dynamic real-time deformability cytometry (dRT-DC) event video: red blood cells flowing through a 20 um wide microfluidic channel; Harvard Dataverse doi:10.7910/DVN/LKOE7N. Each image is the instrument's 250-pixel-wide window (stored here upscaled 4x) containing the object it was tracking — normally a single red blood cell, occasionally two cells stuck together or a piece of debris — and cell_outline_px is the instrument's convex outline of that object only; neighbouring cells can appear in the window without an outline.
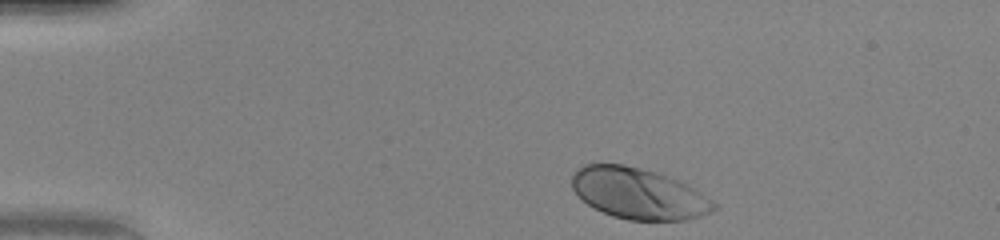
{"species": "human", "species_latin": "Homo sapiens", "temperature_condition": "warm", "stored_images_in_passage": 42, "camera_frame_rate_fps": 3000, "um_per_image_px": 0.085, "donor": {"sex": "female"}, "frame": {"image": 1, "passage_image": 1, "time_ms": 0.0, "image_size_px": [1000, 240], "cell_outline_px": [[720, 204], [712, 212], [688, 220], [628, 220], [612, 216], [588, 204], [572, 188], [572, 176], [584, 164], [624, 164], [656, 172], [680, 180], [688, 184]], "centroid_in_image_um": [54.35, 16.45], "position_along_channel_um": 30.7, "area_um2": 42.25}}
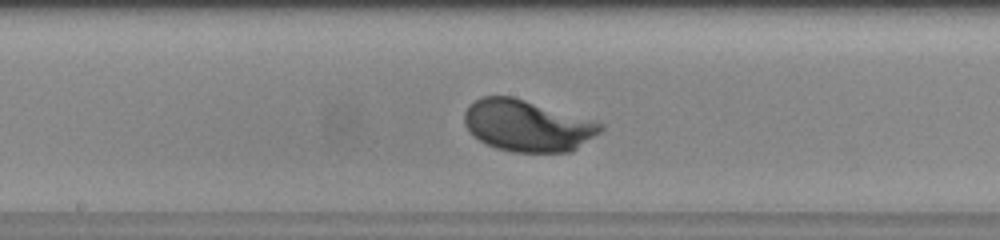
{"frame": {"image": 2, "passage_image": 19, "time_ms": 6.0, "image_size_px": [1000, 240], "cell_outline_px": [[604, 128], [600, 132], [572, 152], [512, 152], [496, 148], [472, 136], [468, 132], [464, 124], [464, 112], [476, 100], [484, 96], [512, 96], [592, 120], [604, 124]], "centroid_in_image_um": [44.81, 10.7], "position_along_channel_um": 203.4, "area_um2": 40.63}}
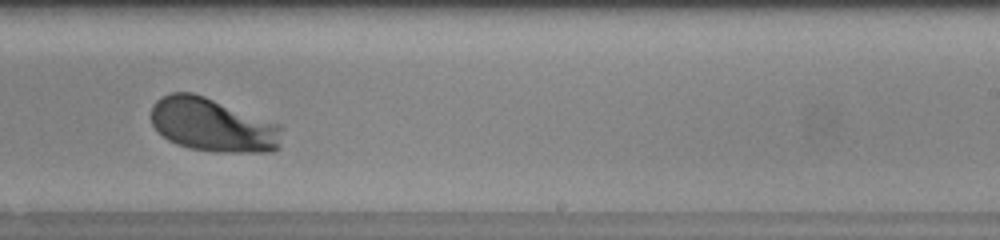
{"frame": {"image": 3, "passage_image": 24, "time_ms": 7.667, "image_size_px": [1000, 240], "cell_outline_px": [[284, 128], [280, 148], [272, 152], [216, 152], [188, 148], [176, 144], [168, 140], [152, 124], [152, 104], [160, 96], [172, 92], [192, 92], [204, 96], [280, 124]], "centroid_in_image_um": [18.12, 10.63], "position_along_channel_um": 270.9, "area_um2": 41.21}, "authors_computed_cell_mechanics": {"area_um2": 40.46, "velocity_mm_per_s": 4.0741, "shape_relaxation_time_tau1_ms": 1.5201, "shape_relaxation_time_tau2_ms": null, "deformation_change_tau1": 0.1473, "deformation_change_tau2": null}}